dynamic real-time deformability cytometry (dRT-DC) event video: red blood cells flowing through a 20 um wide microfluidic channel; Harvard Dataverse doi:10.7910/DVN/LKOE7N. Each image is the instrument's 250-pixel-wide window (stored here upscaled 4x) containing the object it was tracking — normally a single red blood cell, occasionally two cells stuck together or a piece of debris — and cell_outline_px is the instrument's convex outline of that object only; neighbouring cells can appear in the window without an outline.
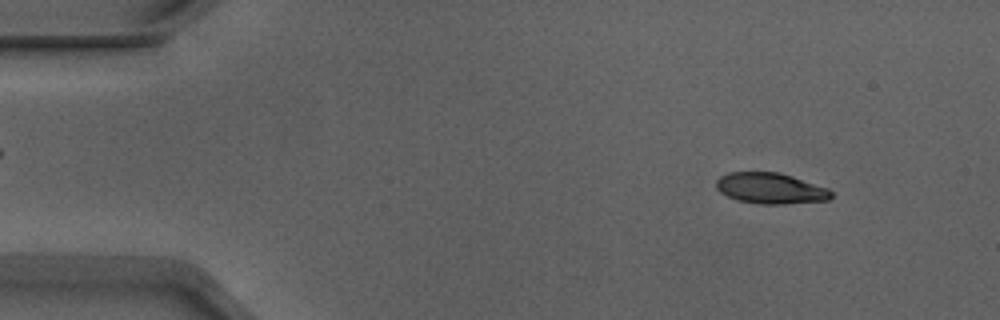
{"species": "Egyptian fruit bat (a non-hibernating species)", "species_latin": "Rousettus aegyptiacus", "temperature_condition": "warm", "stored_images_in_passage": 49, "camera_frame_rate_fps": 3000, "um_per_image_px": 0.085, "animal": {"sex": "male"}, "frame": {"image": 1, "passage_image": 3, "time_ms": 0.667, "image_size_px": [1000, 320], "cell_outline_px": [[832, 196], [828, 200], [784, 204], [760, 204], [736, 200], [720, 192], [716, 188], [716, 180], [720, 176], [728, 172], [780, 172], [828, 188], [832, 192]], "centroid_in_image_um": [65.48, 16.0], "position_along_channel_um": 19.5, "area_um2": 20.75}}
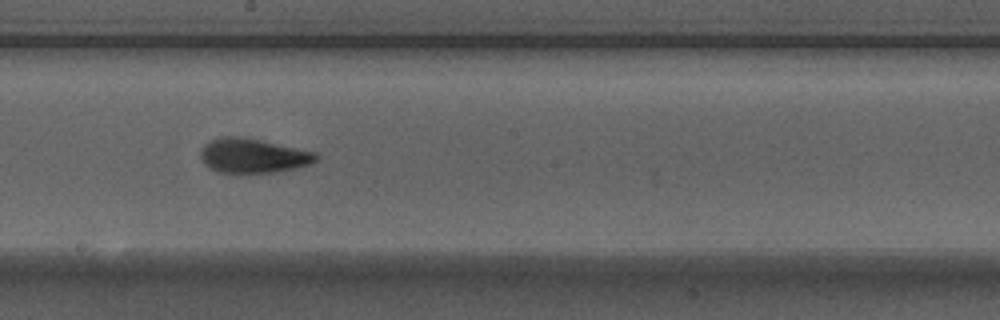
{"frame": {"image": 2, "passage_image": 26, "time_ms": 8.333, "image_size_px": [1000, 320], "cell_outline_px": [[320, 156], [312, 164], [296, 168], [272, 172], [216, 172], [208, 168], [204, 164], [200, 156], [200, 148], [208, 140], [220, 136], [244, 136], [316, 152]], "centroid_in_image_um": [21.47, 13.21], "position_along_channel_um": 226.7, "area_um2": 23.52}}
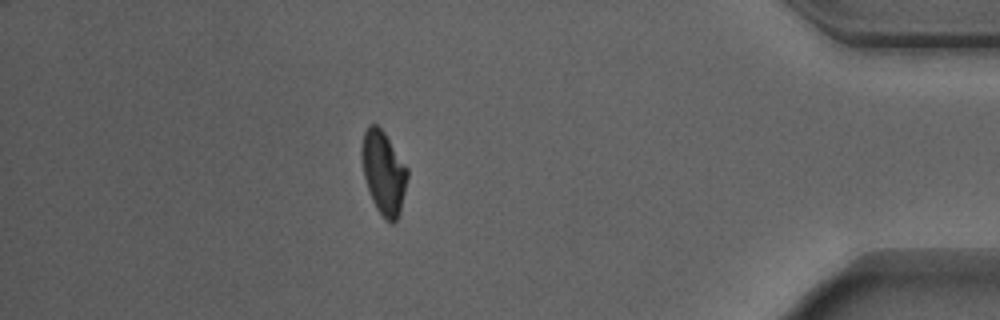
{"frame": {"image": 3, "passage_image": 43, "time_ms": 14.0, "image_size_px": [1000, 320], "cell_outline_px": [[408, 176], [400, 212], [396, 220], [392, 224], [376, 208], [372, 200], [364, 176], [360, 156], [360, 148], [364, 132], [368, 124], [376, 124], [384, 132], [408, 168]], "centroid_in_image_um": [32.59, 14.63], "position_along_channel_um": 402.6, "area_um2": 22.08}, "authors_computed_cell_mechanics": {"area_um2": 22.1374, "velocity_mm_per_s": 3.9034, "shape_relaxation_time_tau1_ms": 3.1846, "shape_relaxation_time_tau2_ms": 0.947, "deformation_change_tau1": 0.1563, "deformation_change_tau2": 0.0542}}